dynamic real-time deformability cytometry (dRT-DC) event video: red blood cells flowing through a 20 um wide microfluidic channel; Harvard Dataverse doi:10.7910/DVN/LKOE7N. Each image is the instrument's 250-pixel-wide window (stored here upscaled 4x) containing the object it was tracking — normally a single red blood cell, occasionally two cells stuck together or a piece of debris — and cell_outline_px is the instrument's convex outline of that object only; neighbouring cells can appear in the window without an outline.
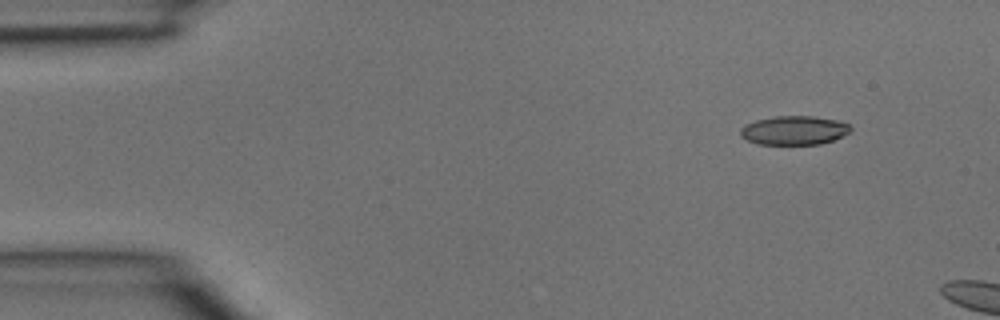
{"species": "common noctule bat (a hibernating species)", "species_latin": "Nyctalus noctula", "temperature_condition": "room temperature", "stored_images_in_passage": 9, "camera_frame_rate_fps": 3000, "um_per_image_px": 0.085, "animal": {"sex": "male", "body_mass_g": 15.6}, "frame": {"image": 1, "passage_image": 1, "time_ms": 0.0, "image_size_px": [1000, 320], "cell_outline_px": [[852, 128], [844, 136], [820, 144], [756, 144], [740, 136], [740, 128], [744, 124], [756, 120], [776, 116], [812, 116], [836, 120], [848, 124]], "centroid_in_image_um": [67.47, 11.08], "position_along_channel_um": 17.5, "area_um2": 18.55}}